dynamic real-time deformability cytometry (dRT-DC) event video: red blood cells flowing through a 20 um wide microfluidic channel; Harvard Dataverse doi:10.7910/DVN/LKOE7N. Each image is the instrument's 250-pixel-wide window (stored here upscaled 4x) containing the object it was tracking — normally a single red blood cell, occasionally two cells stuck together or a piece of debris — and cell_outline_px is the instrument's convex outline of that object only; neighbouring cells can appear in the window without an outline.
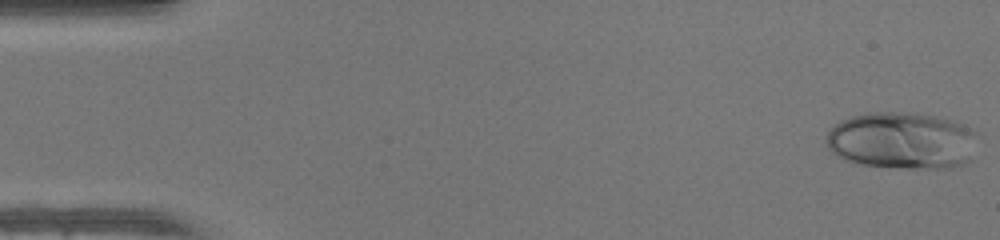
{"species": "human", "species_latin": "Homo sapiens", "temperature_condition": "warm", "stored_images_in_passage": 48, "camera_frame_rate_fps": 3000, "um_per_image_px": 0.085, "donor": {"sex": "female"}, "frame": {"image": 1, "passage_image": 1, "time_ms": 0.0, "image_size_px": [1000, 240], "cell_outline_px": [[972, 160], [952, 168], [896, 168], [864, 164], [844, 160], [832, 152], [828, 148], [828, 132], [840, 120], [852, 116], [872, 112], [916, 112], [956, 120], [968, 128], [972, 132]], "centroid_in_image_um": [76.65, 11.94], "position_along_channel_um": 8.4, "area_um2": 50.05}}
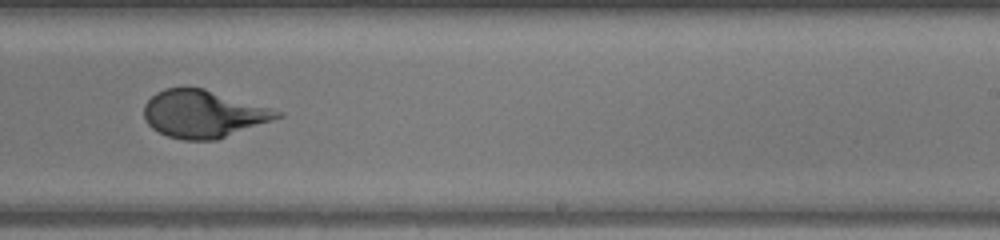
{"frame": {"image": 2, "passage_image": 30, "time_ms": 9.667, "image_size_px": [1000, 240], "cell_outline_px": [[284, 116], [216, 140], [184, 140], [168, 136], [152, 128], [144, 120], [144, 104], [156, 92], [164, 88], [204, 88], [284, 112]], "centroid_in_image_um": [17.28, 9.68], "position_along_channel_um": 271.7, "area_um2": 36.7}}
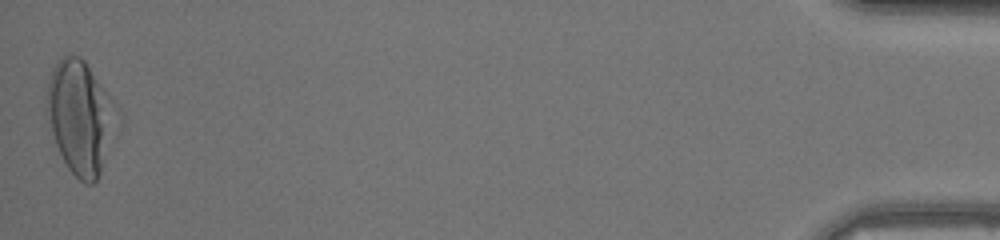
{"frame": {"image": 3, "passage_image": 48, "time_ms": 15.667, "image_size_px": [1000, 240], "cell_outline_px": [[124, 120], [100, 172], [96, 180], [92, 184], [84, 184], [68, 168], [56, 144], [44, 112], [44, 108], [48, 84], [52, 68], [68, 52], [80, 56], [84, 60], [120, 108]], "centroid_in_image_um": [6.91, 9.95], "position_along_channel_um": 428.3, "area_um2": 47.86}, "authors_computed_cell_mechanics": {"area_um2": 37.9457, "velocity_mm_per_s": 4.2598, "shape_relaxation_time_tau1_ms": 5.0886, "shape_relaxation_time_tau2_ms": null, "deformation_change_tau1": 0.261, "deformation_change_tau2": null}}